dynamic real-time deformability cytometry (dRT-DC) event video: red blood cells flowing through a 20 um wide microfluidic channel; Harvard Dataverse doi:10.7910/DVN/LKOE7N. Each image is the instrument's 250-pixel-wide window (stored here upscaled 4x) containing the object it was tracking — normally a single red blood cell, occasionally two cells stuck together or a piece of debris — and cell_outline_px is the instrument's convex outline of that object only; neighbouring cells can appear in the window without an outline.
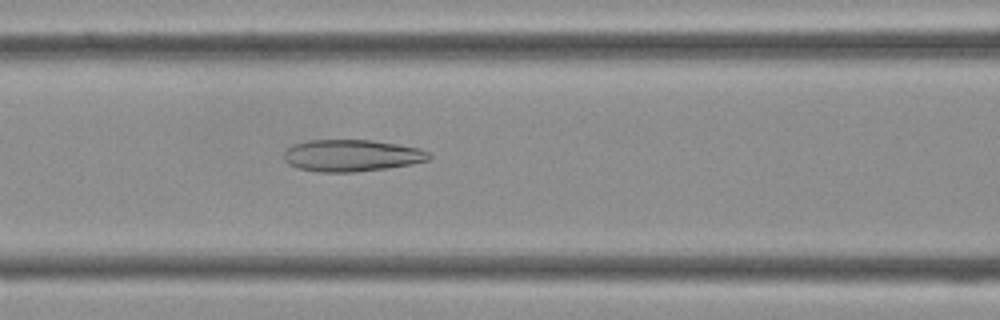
{"species": "Egyptian fruit bat (a non-hibernating species)", "species_latin": "Rousettus aegyptiacus", "temperature_condition": "cold", "stored_images_in_passage": 38, "camera_frame_rate_fps": 3000, "um_per_image_px": 0.085, "frame": {"image": 1, "passage_image": 13, "time_ms": 4.0, "image_size_px": [1000, 320], "cell_outline_px": [[432, 156], [428, 160], [412, 164], [388, 168], [356, 172], [320, 172], [296, 168], [288, 164], [284, 160], [284, 152], [292, 144], [308, 140], [372, 140], [420, 148], [428, 152]], "centroid_in_image_um": [29.87, 13.22], "position_along_channel_um": 136.7, "area_um2": 27.11}}
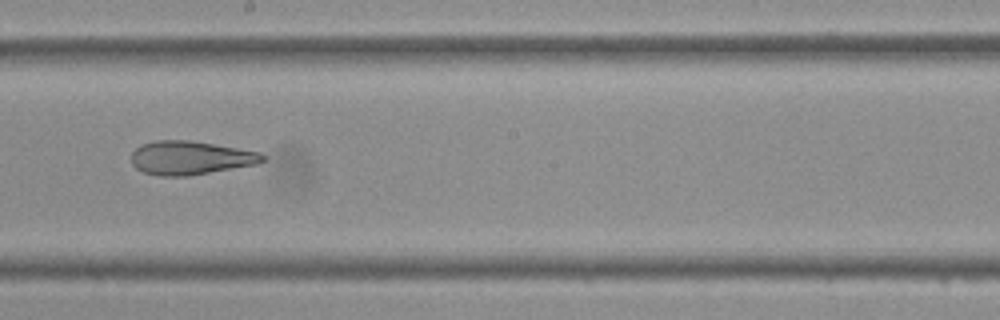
{"frame": {"image": 2, "passage_image": 19, "time_ms": 6.0, "image_size_px": [1000, 320], "cell_outline_px": [[264, 160], [256, 164], [188, 176], [160, 176], [144, 172], [136, 168], [132, 164], [132, 152], [136, 148], [144, 144], [156, 140], [188, 140], [260, 152], [264, 156]], "centroid_in_image_um": [16.16, 13.42], "position_along_channel_um": 232.0, "area_um2": 25.37}}
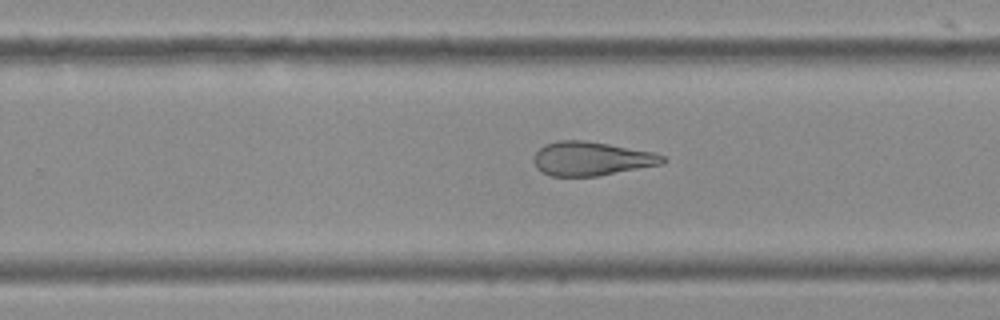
{"frame": {"image": 3, "passage_image": 22, "time_ms": 7.0, "image_size_px": [1000, 320], "cell_outline_px": [[668, 160], [664, 164], [596, 176], [552, 176], [536, 168], [532, 160], [536, 152], [544, 144], [560, 140], [584, 140], [608, 144], [652, 152], [664, 156]], "centroid_in_image_um": [50.27, 13.48], "position_along_channel_um": 279.5, "area_um2": 25.43}}